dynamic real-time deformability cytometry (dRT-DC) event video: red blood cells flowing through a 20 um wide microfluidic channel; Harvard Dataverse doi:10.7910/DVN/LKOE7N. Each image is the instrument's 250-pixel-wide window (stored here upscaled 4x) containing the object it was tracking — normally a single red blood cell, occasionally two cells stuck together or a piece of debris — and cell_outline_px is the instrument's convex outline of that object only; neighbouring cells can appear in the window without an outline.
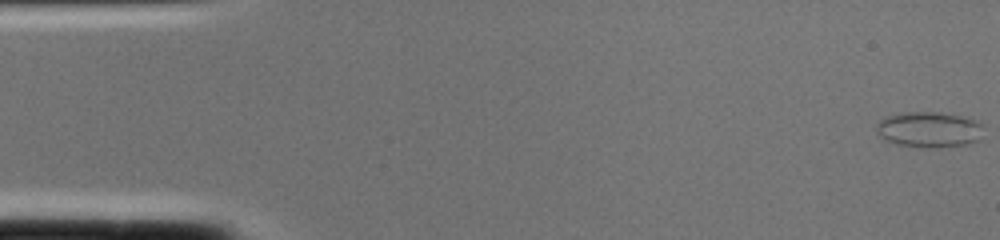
{"species": "common noctule bat (a hibernating species)", "species_latin": "Nyctalus noctula", "temperature_condition": "cold", "stored_images_in_passage": 2, "camera_frame_rate_fps": 3000, "um_per_image_px": 0.085, "animal": {"sex": "female", "body_mass_g": 22.0, "forearm_length_mm": 56.7}, "frame": {"image": 1, "passage_image": 1, "time_ms": 0.0, "image_size_px": [1000, 240], "cell_outline_px": [[984, 124], [980, 140], [968, 144], [936, 148], [924, 148], [896, 144], [884, 140], [876, 132], [876, 124], [880, 120], [888, 116], [900, 112], [940, 112], [980, 120]], "centroid_in_image_um": [79.0, 11.02], "position_along_channel_um": 6.0, "area_um2": 22.77}}
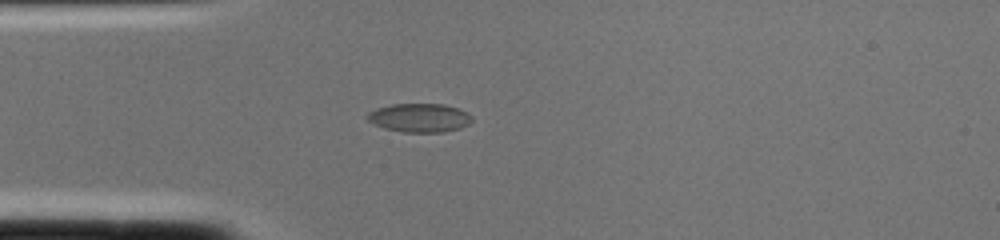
{"frame": {"image": 2, "passage_image": 2, "time_ms": 0.333, "image_size_px": [1000, 240], "cell_outline_px": [[472, 120], [468, 124], [460, 128], [444, 132], [404, 132], [384, 128], [368, 120], [364, 116], [368, 112], [376, 108], [392, 104], [444, 104], [468, 112], [472, 116]], "centroid_in_image_um": [35.65, 10.01], "position_along_channel_um": 49.3, "area_um2": 17.51}}